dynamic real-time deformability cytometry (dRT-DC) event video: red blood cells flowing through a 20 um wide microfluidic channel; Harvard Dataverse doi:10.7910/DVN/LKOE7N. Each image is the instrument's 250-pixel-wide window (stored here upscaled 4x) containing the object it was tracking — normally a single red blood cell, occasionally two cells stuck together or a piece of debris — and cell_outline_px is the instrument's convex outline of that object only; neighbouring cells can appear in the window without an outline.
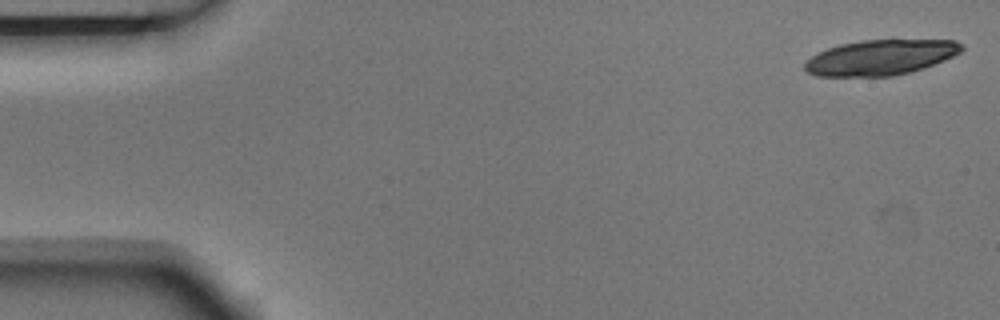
{"species": "Egyptian fruit bat (a non-hibernating species)", "species_latin": "Rousettus aegyptiacus", "temperature_condition": "room temperature", "stored_images_in_passage": 5, "camera_frame_rate_fps": 3000, "um_per_image_px": 0.085, "animal": {"sex": "male"}, "frame": {"image": 1, "passage_image": 1, "time_ms": 0.0, "image_size_px": [1000, 320], "cell_outline_px": [[964, 48], [960, 52], [944, 60], [924, 68], [892, 76], [816, 76], [808, 72], [804, 68], [804, 60], [816, 52], [840, 44], [860, 40], [956, 40], [964, 44]], "centroid_in_image_um": [74.81, 4.87], "position_along_channel_um": 10.2, "area_um2": 32.43}}